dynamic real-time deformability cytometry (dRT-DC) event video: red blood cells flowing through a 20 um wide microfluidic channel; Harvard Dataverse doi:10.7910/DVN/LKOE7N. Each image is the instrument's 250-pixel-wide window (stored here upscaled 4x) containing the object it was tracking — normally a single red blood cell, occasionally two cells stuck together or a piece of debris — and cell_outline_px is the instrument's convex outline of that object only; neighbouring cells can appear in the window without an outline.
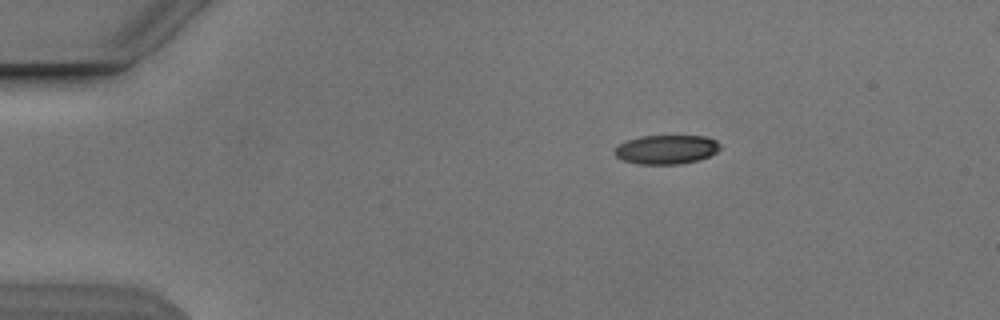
{"species": "Egyptian fruit bat (a non-hibernating species)", "species_latin": "Rousettus aegyptiacus", "temperature_condition": "cold", "stored_images_in_passage": 3, "camera_frame_rate_fps": 3000, "um_per_image_px": 0.085, "animal": {"sex": "male"}, "frame": {"image": 1, "passage_image": 1, "time_ms": 0.0, "image_size_px": [1000, 320], "cell_outline_px": [[720, 148], [716, 152], [700, 160], [680, 164], [640, 164], [624, 160], [616, 156], [612, 152], [620, 144], [628, 140], [640, 136], [708, 136], [716, 140], [720, 144]], "centroid_in_image_um": [56.67, 12.7], "position_along_channel_um": 28.3, "area_um2": 17.86}}
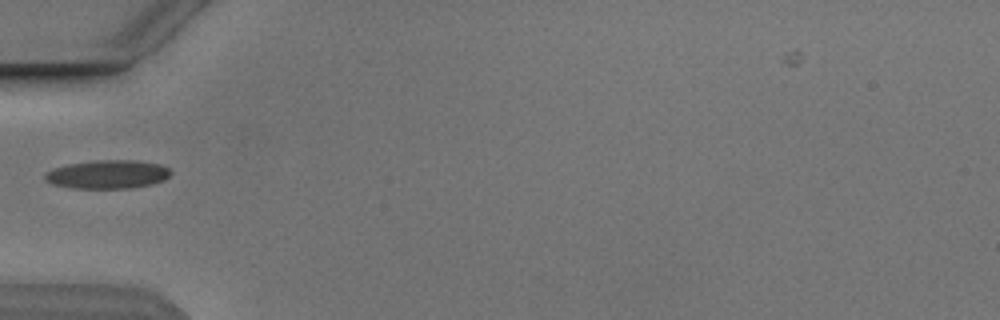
{"frame": {"image": 2, "passage_image": 3, "time_ms": 3.0, "image_size_px": [1000, 320], "cell_outline_px": [[172, 172], [164, 180], [152, 184], [132, 188], [72, 188], [52, 184], [44, 180], [44, 172], [52, 168], [68, 164], [92, 160], [136, 160], [160, 164], [168, 168]], "centroid_in_image_um": [9.11, 14.81], "position_along_channel_um": 75.9, "area_um2": 21.15}}